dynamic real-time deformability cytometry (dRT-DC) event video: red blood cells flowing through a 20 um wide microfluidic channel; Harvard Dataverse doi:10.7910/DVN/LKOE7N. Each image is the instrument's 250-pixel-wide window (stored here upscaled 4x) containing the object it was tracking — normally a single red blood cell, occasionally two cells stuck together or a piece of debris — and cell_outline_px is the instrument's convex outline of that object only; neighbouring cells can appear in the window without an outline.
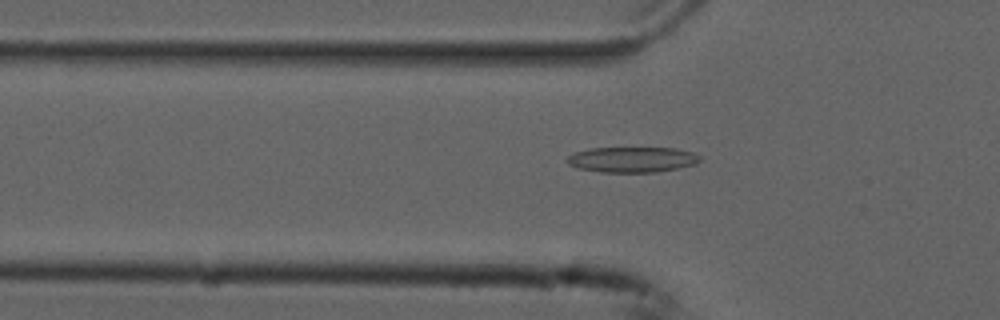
{"species": "common noctule bat (a hibernating species)", "species_latin": "Nyctalus noctula", "temperature_condition": "cold", "stored_images_in_passage": 54, "camera_frame_rate_fps": 3000, "um_per_image_px": 0.085, "animal": {"sex": "male", "forearm_length_mm": 52.5}, "frame": {"image": 1, "passage_image": 18, "time_ms": 5.667, "image_size_px": [1000, 320], "cell_outline_px": [[700, 160], [696, 164], [656, 172], [600, 172], [576, 168], [568, 164], [564, 160], [568, 156], [576, 152], [592, 148], [676, 148], [692, 152], [700, 156]], "centroid_in_image_um": [53.7, 13.56], "position_along_channel_um": 72.1, "area_um2": 19.71}}
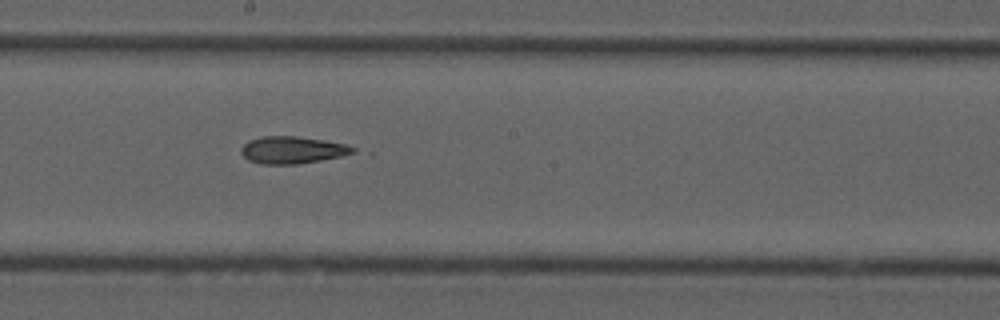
{"frame": {"image": 2, "passage_image": 30, "time_ms": 9.667, "image_size_px": [1000, 320], "cell_outline_px": [[356, 152], [340, 156], [320, 160], [296, 164], [260, 164], [248, 160], [240, 152], [240, 148], [248, 140], [264, 136], [296, 136], [324, 140], [344, 144], [356, 148]], "centroid_in_image_um": [24.81, 12.74], "position_along_channel_um": 223.4, "area_um2": 17.63}}
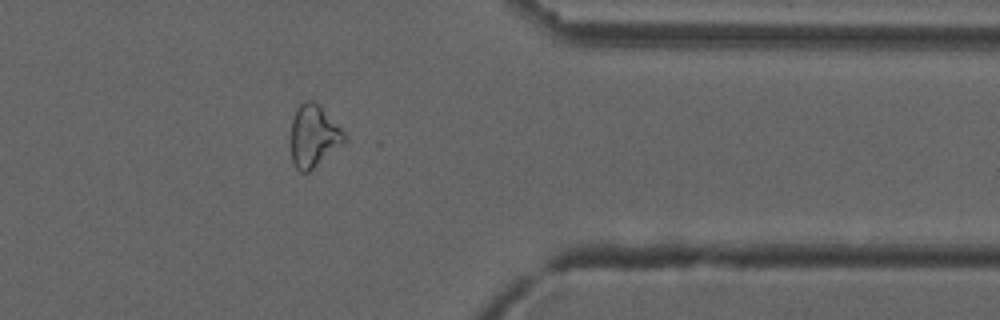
{"frame": {"image": 3, "passage_image": 44, "time_ms": 14.333, "image_size_px": [1000, 320], "cell_outline_px": [[348, 140], [308, 172], [300, 172], [296, 168], [292, 160], [292, 120], [296, 108], [304, 100], [312, 100], [320, 104], [344, 132]], "centroid_in_image_um": [26.68, 11.53], "position_along_channel_um": 384.7, "area_um2": 19.31}, "authors_computed_cell_mechanics": {"area_um2": 19.652, "velocity_mm_per_s": 3.7736, "shape_relaxation_time_tau1_ms": null, "shape_relaxation_time_tau2_ms": 4.9852, "deformation_change_tau1": null, "deformation_change_tau2": 0.1384}}